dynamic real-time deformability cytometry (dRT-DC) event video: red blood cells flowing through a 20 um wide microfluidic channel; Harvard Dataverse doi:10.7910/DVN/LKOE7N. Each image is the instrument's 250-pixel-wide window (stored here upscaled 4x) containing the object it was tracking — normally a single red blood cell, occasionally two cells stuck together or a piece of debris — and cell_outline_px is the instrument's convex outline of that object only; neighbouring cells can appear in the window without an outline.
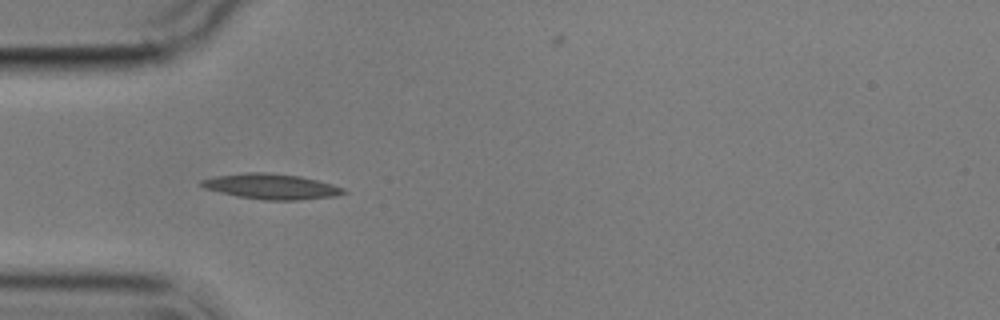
{"species": "common noctule bat (a hibernating species)", "species_latin": "Nyctalus noctula", "temperature_condition": "cold", "stored_images_in_passage": 15, "camera_frame_rate_fps": 3000, "um_per_image_px": 0.085, "animal": {"sex": "male", "body_mass_g": 17.9}, "frame": {"image": 1, "passage_image": 5, "time_ms": 5.333, "image_size_px": [1000, 320], "cell_outline_px": [[348, 192], [336, 196], [300, 200], [264, 200], [240, 196], [220, 192], [204, 188], [200, 184], [200, 180], [216, 176], [244, 172], [268, 172], [300, 176], [332, 184], [344, 188]], "centroid_in_image_um": [23.08, 15.84], "position_along_channel_um": 61.9, "area_um2": 20.98}}
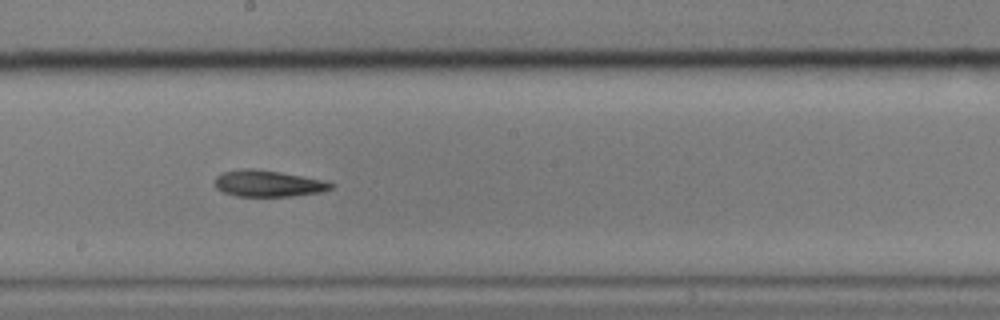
{"frame": {"image": 2, "passage_image": 9, "time_ms": 10.0, "image_size_px": [1000, 320], "cell_outline_px": [[332, 188], [320, 192], [292, 196], [236, 196], [224, 192], [216, 188], [216, 176], [224, 172], [240, 168], [252, 168], [280, 172], [324, 180], [332, 184]], "centroid_in_image_um": [22.77, 15.59], "position_along_channel_um": 225.4, "area_um2": 17.69}}
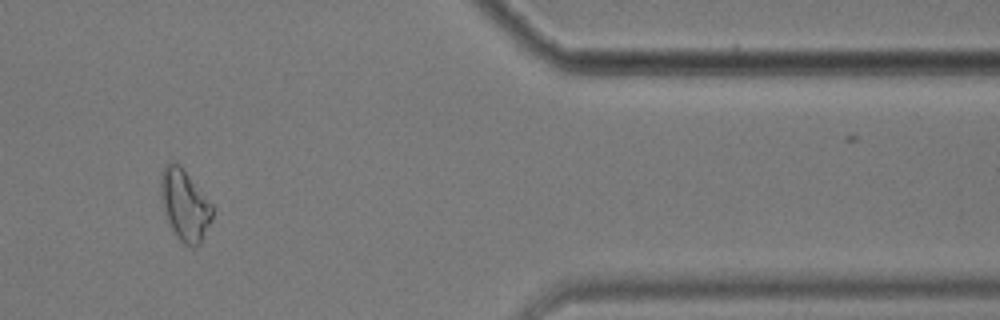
{"frame": {"image": 3, "passage_image": 13, "time_ms": 15.667, "image_size_px": [1000, 320], "cell_outline_px": [[212, 220], [200, 244], [192, 248], [184, 244], [176, 236], [164, 212], [160, 196], [160, 176], [164, 164], [172, 160], [180, 164], [212, 204]], "centroid_in_image_um": [15.68, 17.4], "position_along_channel_um": 395.7, "area_um2": 21.56}, "authors_computed_cell_mechanics": {"area_um2": 19.4786, "velocity_mm_per_s": 3.5388, "shape_relaxation_time_tau1_ms": 3.375, "shape_relaxation_time_tau2_ms": 3.0444, "deformation_change_tau1": 0.1035, "deformation_change_tau2": 0.0942}}